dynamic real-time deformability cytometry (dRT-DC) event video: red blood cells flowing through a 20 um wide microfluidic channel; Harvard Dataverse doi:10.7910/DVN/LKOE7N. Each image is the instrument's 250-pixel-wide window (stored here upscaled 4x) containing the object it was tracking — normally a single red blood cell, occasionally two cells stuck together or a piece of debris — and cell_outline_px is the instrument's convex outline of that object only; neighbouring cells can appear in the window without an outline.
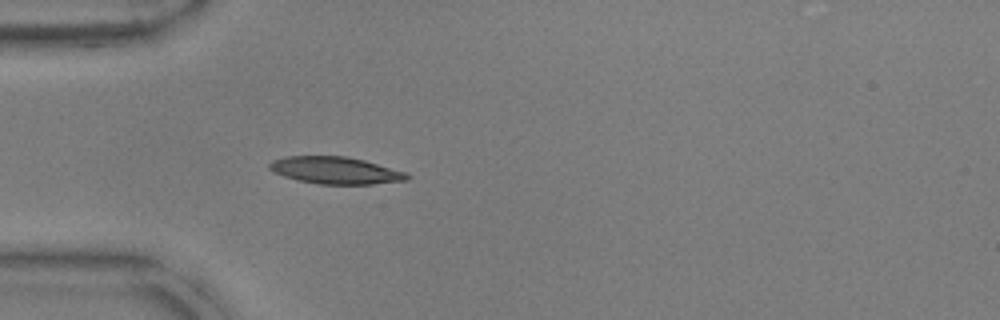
{"species": "common noctule bat (a hibernating species)", "species_latin": "Nyctalus noctula", "temperature_condition": "warm", "stored_images_in_passage": 38, "camera_frame_rate_fps": 3000, "um_per_image_px": 0.085, "animal": {"sex": "male", "body_mass_g": 17.9, "forearm_length_mm": 54.2}, "frame": {"image": 1, "passage_image": 1, "time_ms": 0.0, "image_size_px": [1000, 320], "cell_outline_px": [[408, 180], [372, 184], [320, 184], [296, 180], [284, 176], [268, 168], [268, 164], [272, 160], [288, 156], [344, 156], [364, 160], [404, 172], [408, 176]], "centroid_in_image_um": [28.47, 14.48], "position_along_channel_um": 56.5, "area_um2": 21.44}}
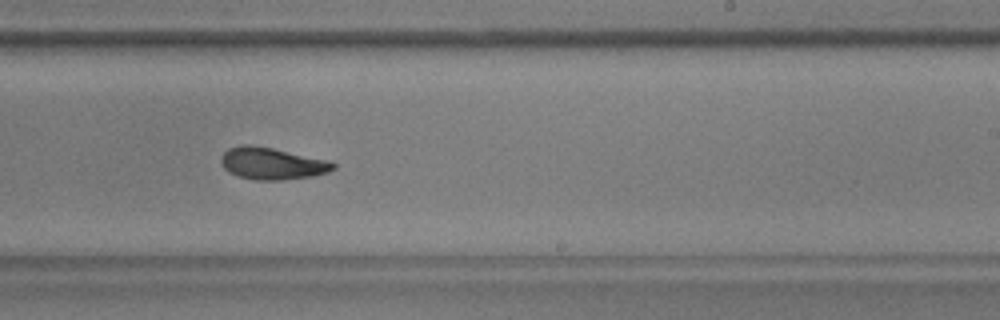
{"frame": {"image": 2, "passage_image": 18, "time_ms": 5.667, "image_size_px": [1000, 320], "cell_outline_px": [[336, 168], [328, 172], [312, 176], [280, 180], [256, 180], [240, 176], [228, 172], [224, 168], [220, 160], [220, 156], [228, 148], [240, 144], [252, 144], [332, 160], [336, 164]], "centroid_in_image_um": [23.14, 13.88], "position_along_channel_um": 265.9, "area_um2": 21.15}}
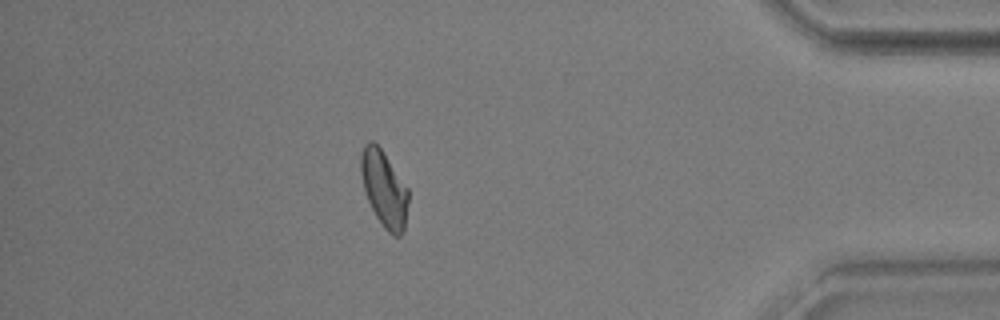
{"frame": {"image": 3, "passage_image": 32, "time_ms": 10.333, "image_size_px": [1000, 320], "cell_outline_px": [[408, 200], [404, 232], [400, 236], [392, 236], [384, 228], [376, 216], [368, 200], [364, 188], [360, 172], [360, 156], [364, 144], [368, 140], [372, 140], [380, 148], [408, 188]], "centroid_in_image_um": [32.64, 16.06], "position_along_channel_um": 402.6, "area_um2": 20.92}, "authors_computed_cell_mechanics": {"area_um2": 21.0392, "velocity_mm_per_s": 3.7791, "shape_relaxation_time_tau1_ms": 2.8183, "shape_relaxation_time_tau2_ms": 3.095, "deformation_change_tau1": 0.1487, "deformation_change_tau2": 0.108}}